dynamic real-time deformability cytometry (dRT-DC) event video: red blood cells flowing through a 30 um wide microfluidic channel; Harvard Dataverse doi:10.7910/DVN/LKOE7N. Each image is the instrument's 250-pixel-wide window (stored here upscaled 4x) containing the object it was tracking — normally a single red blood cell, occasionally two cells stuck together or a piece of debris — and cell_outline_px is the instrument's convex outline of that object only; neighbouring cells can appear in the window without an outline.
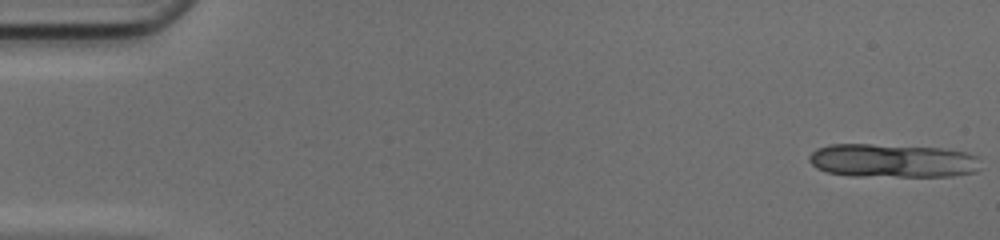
{"species": "common noctule bat (a hibernating species)", "species_latin": "Nyctalus noctula", "temperature_condition": "cold", "stored_images_in_passage": 11, "camera_frame_rate_fps": 3000, "um_per_image_px": 0.085, "animal": {"sex": "female", "body_mass_g": 17.0, "forearm_length_mm": 48.0}, "frame": {"image": 1, "passage_image": 1, "time_ms": 0.0, "image_size_px": [1000, 240], "cell_outline_px": [[980, 168], [976, 172], [952, 176], [852, 176], [828, 172], [816, 168], [808, 160], [808, 156], [816, 148], [828, 144], [872, 144], [940, 148], [968, 152], [976, 156]], "centroid_in_image_um": [75.84, 13.66], "position_along_channel_um": 9.2, "area_um2": 33.76}}